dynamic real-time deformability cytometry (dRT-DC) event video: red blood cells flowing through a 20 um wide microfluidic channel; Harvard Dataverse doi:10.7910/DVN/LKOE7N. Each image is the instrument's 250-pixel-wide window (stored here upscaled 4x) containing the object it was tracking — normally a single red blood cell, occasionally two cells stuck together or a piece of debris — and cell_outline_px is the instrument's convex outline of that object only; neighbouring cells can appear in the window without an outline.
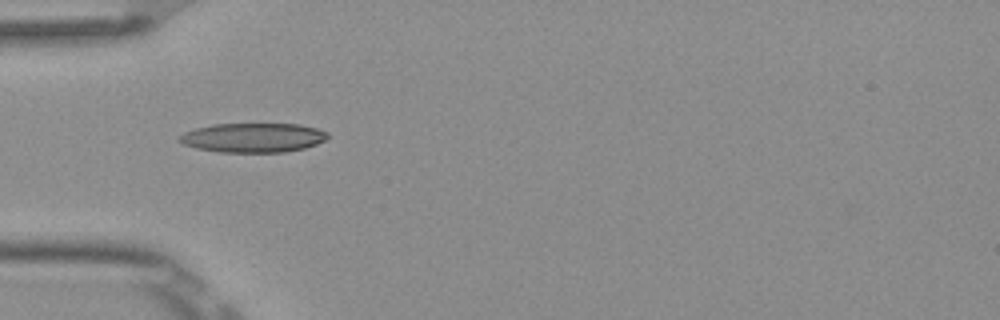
{"species": "Egyptian fruit bat (a non-hibernating species)", "species_latin": "Rousettus aegyptiacus", "temperature_condition": "room temperature", "stored_images_in_passage": 3, "camera_frame_rate_fps": 3000, "um_per_image_px": 0.085, "frame": {"image": 1, "passage_image": 1, "time_ms": 0.0, "image_size_px": [1000, 320], "cell_outline_px": [[328, 136], [324, 140], [316, 144], [304, 148], [284, 152], [220, 152], [196, 148], [184, 144], [176, 140], [184, 132], [196, 128], [212, 124], [300, 124], [316, 128], [328, 132]], "centroid_in_image_um": [21.49, 11.7], "position_along_channel_um": 63.5, "area_um2": 25.32}}
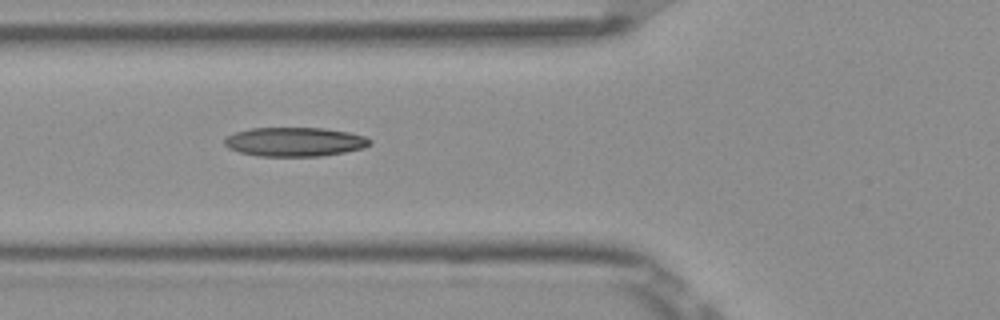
{"frame": {"image": 2, "passage_image": 2, "time_ms": 0.333, "image_size_px": [1000, 320], "cell_outline_px": [[372, 144], [364, 148], [344, 152], [320, 156], [260, 156], [240, 152], [228, 148], [224, 144], [224, 140], [228, 136], [236, 132], [252, 128], [324, 128], [348, 132], [364, 136], [372, 140]], "centroid_in_image_um": [25.08, 12.05], "position_along_channel_um": 100.7, "area_um2": 24.57}}
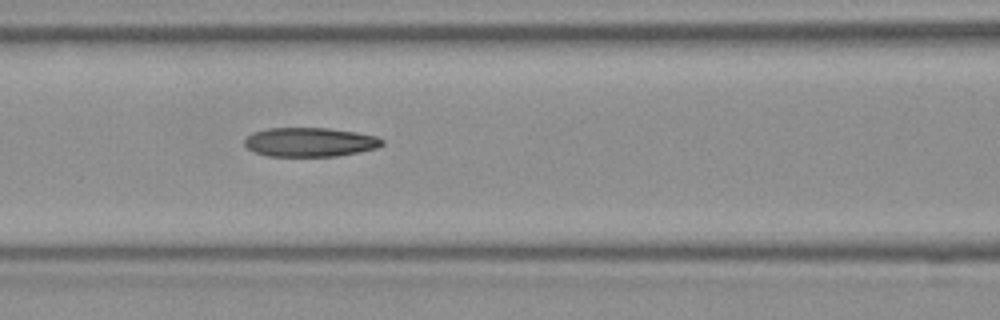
{"frame": {"image": 3, "passage_image": 3, "time_ms": 0.667, "image_size_px": [1000, 320], "cell_outline_px": [[384, 144], [376, 148], [360, 152], [336, 156], [268, 156], [256, 152], [248, 148], [244, 144], [244, 140], [252, 132], [268, 128], [328, 128], [356, 132], [376, 136], [384, 140]], "centroid_in_image_um": [26.35, 12.08], "position_along_channel_um": 140.2, "area_um2": 23.35}}